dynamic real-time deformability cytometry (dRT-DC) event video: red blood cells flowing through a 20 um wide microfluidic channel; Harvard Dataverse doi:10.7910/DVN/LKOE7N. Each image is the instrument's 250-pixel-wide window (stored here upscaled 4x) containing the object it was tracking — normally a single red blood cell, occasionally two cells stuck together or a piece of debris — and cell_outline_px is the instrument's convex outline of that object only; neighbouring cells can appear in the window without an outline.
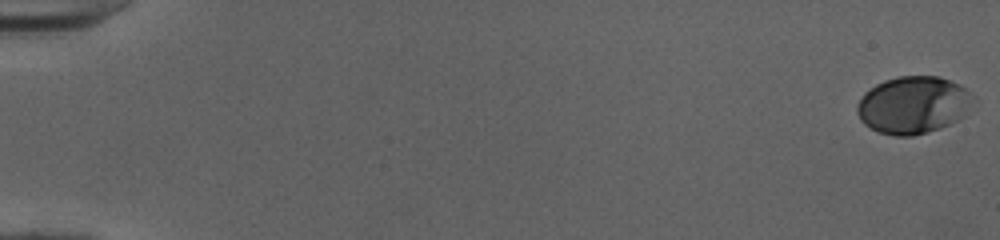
{"species": "human", "species_latin": "Homo sapiens", "temperature_condition": "cold", "stored_images_in_passage": 53, "camera_frame_rate_fps": 3000, "um_per_image_px": 0.085, "donor": {"sex": "female"}, "frame": {"image": 1, "passage_image": 1, "time_ms": 0.0, "image_size_px": [1000, 240], "cell_outline_px": [[976, 100], [964, 116], [940, 128], [928, 132], [912, 136], [896, 136], [880, 132], [864, 124], [860, 120], [856, 112], [856, 108], [864, 92], [876, 84], [884, 80], [900, 76], [940, 76], [960, 84], [976, 96]], "centroid_in_image_um": [77.66, 8.91], "position_along_channel_um": 7.3, "area_um2": 39.07}}
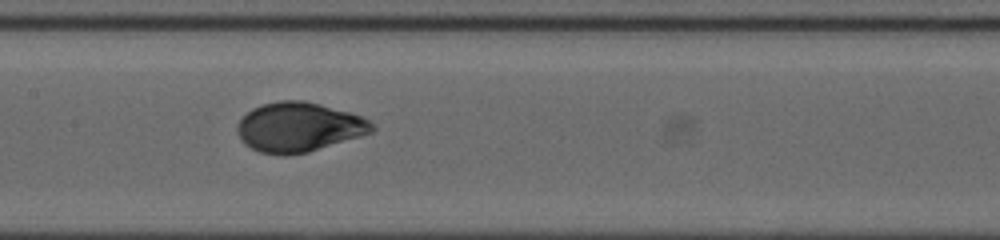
{"frame": {"image": 2, "passage_image": 28, "time_ms": 9.0, "image_size_px": [1000, 240], "cell_outline_px": [[376, 128], [372, 132], [360, 136], [308, 152], [260, 152], [244, 144], [240, 140], [236, 128], [240, 120], [252, 108], [260, 104], [280, 100], [304, 100], [320, 104], [348, 112], [360, 116], [368, 120]], "centroid_in_image_um": [25.39, 10.76], "position_along_channel_um": 182.0, "area_um2": 38.09}}
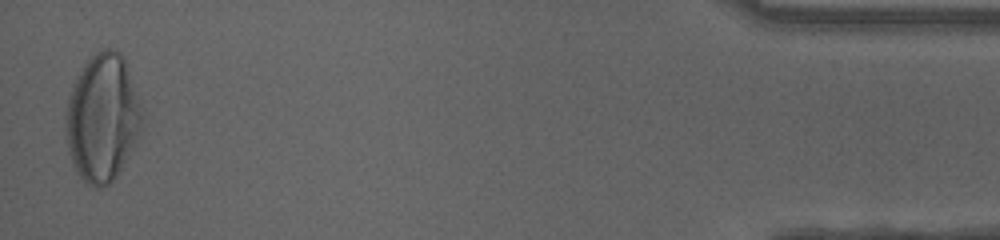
{"frame": {"image": 3, "passage_image": 52, "time_ms": 17.0, "image_size_px": [1000, 240], "cell_outline_px": [[140, 128], [136, 140], [116, 176], [108, 184], [100, 188], [92, 188], [76, 172], [68, 152], [64, 132], [64, 116], [68, 96], [72, 84], [76, 76], [84, 64], [96, 52], [104, 48], [112, 48], [120, 52], [124, 60], [140, 112]], "centroid_in_image_um": [8.61, 10.04], "position_along_channel_um": 426.6, "area_um2": 55.83}, "authors_computed_cell_mechanics": {"area_um2": 38.437, "velocity_mm_per_s": 4.0181, "shape_relaxation_time_tau1_ms": 4.444, "shape_relaxation_time_tau2_ms": null, "deformation_change_tau1": 0.1912, "deformation_change_tau2": null}}